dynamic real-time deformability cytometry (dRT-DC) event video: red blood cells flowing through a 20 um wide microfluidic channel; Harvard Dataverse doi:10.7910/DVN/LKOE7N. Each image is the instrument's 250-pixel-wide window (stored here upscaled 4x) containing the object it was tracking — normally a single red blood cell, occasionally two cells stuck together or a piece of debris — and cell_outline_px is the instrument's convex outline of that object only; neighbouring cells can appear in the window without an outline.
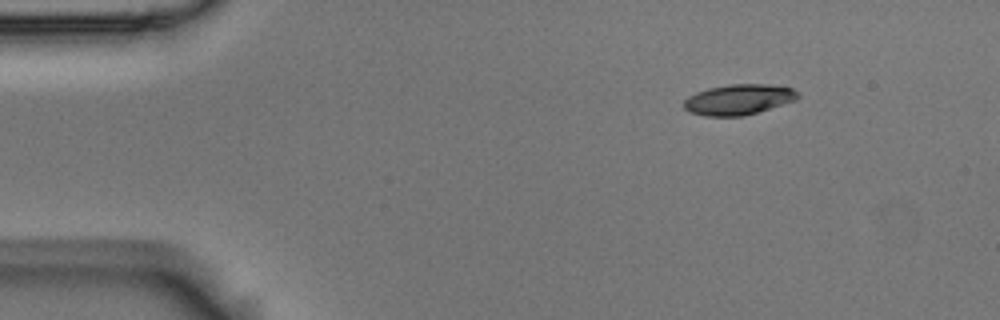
{"species": "Egyptian fruit bat (a non-hibernating species)", "species_latin": "Rousettus aegyptiacus", "temperature_condition": "room temperature", "stored_images_in_passage": 2, "camera_frame_rate_fps": 3000, "um_per_image_px": 0.085, "animal": {"sex": "male"}, "frame": {"image": 1, "passage_image": 1, "time_ms": 0.0, "image_size_px": [1000, 320], "cell_outline_px": [[800, 96], [796, 100], [744, 116], [704, 116], [692, 112], [684, 108], [684, 100], [688, 96], [696, 92], [708, 88], [728, 84], [768, 84], [792, 88]], "centroid_in_image_um": [62.77, 8.45], "position_along_channel_um": 22.2, "area_um2": 20.17}}